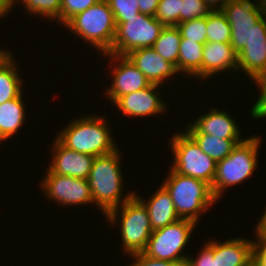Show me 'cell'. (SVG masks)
Instances as JSON below:
<instances>
[{"label":"cell","mask_w":266,"mask_h":266,"mask_svg":"<svg viewBox=\"0 0 266 266\" xmlns=\"http://www.w3.org/2000/svg\"><path fill=\"white\" fill-rule=\"evenodd\" d=\"M121 157L119 148L110 154L95 157L87 178L93 204L101 210L104 217L112 209L129 200L135 193L128 191L130 193L123 194L125 183L123 182V170H121Z\"/></svg>","instance_id":"obj_1"},{"label":"cell","mask_w":266,"mask_h":266,"mask_svg":"<svg viewBox=\"0 0 266 266\" xmlns=\"http://www.w3.org/2000/svg\"><path fill=\"white\" fill-rule=\"evenodd\" d=\"M85 116V117H84ZM102 115H83L65 123L55 136L65 147L93 157L107 155L119 147L111 135L110 122ZM109 123V124H108Z\"/></svg>","instance_id":"obj_2"},{"label":"cell","mask_w":266,"mask_h":266,"mask_svg":"<svg viewBox=\"0 0 266 266\" xmlns=\"http://www.w3.org/2000/svg\"><path fill=\"white\" fill-rule=\"evenodd\" d=\"M163 186L171 195L176 213L180 219H187L198 224L202 214L219 200L214 196L212 187L207 182L176 173L169 167L168 176Z\"/></svg>","instance_id":"obj_3"},{"label":"cell","mask_w":266,"mask_h":266,"mask_svg":"<svg viewBox=\"0 0 266 266\" xmlns=\"http://www.w3.org/2000/svg\"><path fill=\"white\" fill-rule=\"evenodd\" d=\"M261 137L257 135L247 137L237 144L232 153L217 162L216 173L212 184L214 196L224 197L226 189L242 184L252 175L258 167V150H260Z\"/></svg>","instance_id":"obj_4"},{"label":"cell","mask_w":266,"mask_h":266,"mask_svg":"<svg viewBox=\"0 0 266 266\" xmlns=\"http://www.w3.org/2000/svg\"><path fill=\"white\" fill-rule=\"evenodd\" d=\"M64 27L81 38L85 44L92 45L101 55L109 53L112 49L116 23L106 0H101L76 14Z\"/></svg>","instance_id":"obj_5"},{"label":"cell","mask_w":266,"mask_h":266,"mask_svg":"<svg viewBox=\"0 0 266 266\" xmlns=\"http://www.w3.org/2000/svg\"><path fill=\"white\" fill-rule=\"evenodd\" d=\"M104 219H107L110 226L119 224L124 253L130 255L146 249L153 229L145 205L135 195L112 209Z\"/></svg>","instance_id":"obj_6"},{"label":"cell","mask_w":266,"mask_h":266,"mask_svg":"<svg viewBox=\"0 0 266 266\" xmlns=\"http://www.w3.org/2000/svg\"><path fill=\"white\" fill-rule=\"evenodd\" d=\"M177 132L169 140L174 159L170 168L178 174L203 180L212 186L217 163L204 153L185 130Z\"/></svg>","instance_id":"obj_7"},{"label":"cell","mask_w":266,"mask_h":266,"mask_svg":"<svg viewBox=\"0 0 266 266\" xmlns=\"http://www.w3.org/2000/svg\"><path fill=\"white\" fill-rule=\"evenodd\" d=\"M195 222L187 219H180L175 223L166 225L163 228L154 230L149 237L148 244L143 253L157 260H167L186 266L188 256L183 250L192 238Z\"/></svg>","instance_id":"obj_8"},{"label":"cell","mask_w":266,"mask_h":266,"mask_svg":"<svg viewBox=\"0 0 266 266\" xmlns=\"http://www.w3.org/2000/svg\"><path fill=\"white\" fill-rule=\"evenodd\" d=\"M164 25L154 16L138 14L116 23V33L110 54L126 55L132 50L152 47Z\"/></svg>","instance_id":"obj_9"},{"label":"cell","mask_w":266,"mask_h":266,"mask_svg":"<svg viewBox=\"0 0 266 266\" xmlns=\"http://www.w3.org/2000/svg\"><path fill=\"white\" fill-rule=\"evenodd\" d=\"M44 175L40 187L49 201L53 200L62 207L93 204L87 180L53 174L48 169Z\"/></svg>","instance_id":"obj_10"},{"label":"cell","mask_w":266,"mask_h":266,"mask_svg":"<svg viewBox=\"0 0 266 266\" xmlns=\"http://www.w3.org/2000/svg\"><path fill=\"white\" fill-rule=\"evenodd\" d=\"M222 12L231 27L230 44L238 53L251 42L252 28L263 16L262 7L257 0H231Z\"/></svg>","instance_id":"obj_11"},{"label":"cell","mask_w":266,"mask_h":266,"mask_svg":"<svg viewBox=\"0 0 266 266\" xmlns=\"http://www.w3.org/2000/svg\"><path fill=\"white\" fill-rule=\"evenodd\" d=\"M111 59L112 83L107 86L104 95L114 103L119 97L142 90L151 85L146 76L131 62L126 55L102 54V57ZM116 62V64H114Z\"/></svg>","instance_id":"obj_12"},{"label":"cell","mask_w":266,"mask_h":266,"mask_svg":"<svg viewBox=\"0 0 266 266\" xmlns=\"http://www.w3.org/2000/svg\"><path fill=\"white\" fill-rule=\"evenodd\" d=\"M159 87L160 85L151 84L142 90L119 97L113 104L125 117L158 116L165 112L168 106L159 96L162 94Z\"/></svg>","instance_id":"obj_13"},{"label":"cell","mask_w":266,"mask_h":266,"mask_svg":"<svg viewBox=\"0 0 266 266\" xmlns=\"http://www.w3.org/2000/svg\"><path fill=\"white\" fill-rule=\"evenodd\" d=\"M53 140L52 149H49L52 161L47 169L53 174L87 180L95 157L69 149L57 138Z\"/></svg>","instance_id":"obj_14"},{"label":"cell","mask_w":266,"mask_h":266,"mask_svg":"<svg viewBox=\"0 0 266 266\" xmlns=\"http://www.w3.org/2000/svg\"><path fill=\"white\" fill-rule=\"evenodd\" d=\"M209 111V112H208ZM207 113L200 114L184 129L188 134H210L219 139H242L238 122L228 111L212 106ZM239 127V128H238Z\"/></svg>","instance_id":"obj_15"},{"label":"cell","mask_w":266,"mask_h":266,"mask_svg":"<svg viewBox=\"0 0 266 266\" xmlns=\"http://www.w3.org/2000/svg\"><path fill=\"white\" fill-rule=\"evenodd\" d=\"M126 56L151 84L162 86L163 83H166L165 80L180 74L174 64L162 58L152 47L132 50Z\"/></svg>","instance_id":"obj_16"},{"label":"cell","mask_w":266,"mask_h":266,"mask_svg":"<svg viewBox=\"0 0 266 266\" xmlns=\"http://www.w3.org/2000/svg\"><path fill=\"white\" fill-rule=\"evenodd\" d=\"M238 72V53L230 43L206 42L202 56V80L219 73Z\"/></svg>","instance_id":"obj_17"},{"label":"cell","mask_w":266,"mask_h":266,"mask_svg":"<svg viewBox=\"0 0 266 266\" xmlns=\"http://www.w3.org/2000/svg\"><path fill=\"white\" fill-rule=\"evenodd\" d=\"M218 241L213 239V257H217L218 266H252V239L243 237Z\"/></svg>","instance_id":"obj_18"},{"label":"cell","mask_w":266,"mask_h":266,"mask_svg":"<svg viewBox=\"0 0 266 266\" xmlns=\"http://www.w3.org/2000/svg\"><path fill=\"white\" fill-rule=\"evenodd\" d=\"M137 194L138 193H134L147 209L153 231L180 220L176 213L171 195L162 184L150 196L148 201Z\"/></svg>","instance_id":"obj_19"},{"label":"cell","mask_w":266,"mask_h":266,"mask_svg":"<svg viewBox=\"0 0 266 266\" xmlns=\"http://www.w3.org/2000/svg\"><path fill=\"white\" fill-rule=\"evenodd\" d=\"M24 94L0 104V142H5L9 138L20 132L26 119V105L23 100ZM19 130V131H18ZM15 134V135H14Z\"/></svg>","instance_id":"obj_20"},{"label":"cell","mask_w":266,"mask_h":266,"mask_svg":"<svg viewBox=\"0 0 266 266\" xmlns=\"http://www.w3.org/2000/svg\"><path fill=\"white\" fill-rule=\"evenodd\" d=\"M204 44L189 39H181L177 69L183 76L202 81V56ZM199 79V80H198Z\"/></svg>","instance_id":"obj_21"},{"label":"cell","mask_w":266,"mask_h":266,"mask_svg":"<svg viewBox=\"0 0 266 266\" xmlns=\"http://www.w3.org/2000/svg\"><path fill=\"white\" fill-rule=\"evenodd\" d=\"M11 52L0 62V104L20 96L23 92V81L15 58Z\"/></svg>","instance_id":"obj_22"},{"label":"cell","mask_w":266,"mask_h":266,"mask_svg":"<svg viewBox=\"0 0 266 266\" xmlns=\"http://www.w3.org/2000/svg\"><path fill=\"white\" fill-rule=\"evenodd\" d=\"M266 66V41L248 43L238 52V71L253 79Z\"/></svg>","instance_id":"obj_23"},{"label":"cell","mask_w":266,"mask_h":266,"mask_svg":"<svg viewBox=\"0 0 266 266\" xmlns=\"http://www.w3.org/2000/svg\"><path fill=\"white\" fill-rule=\"evenodd\" d=\"M200 148L211 157L216 163L226 158L232 153L237 144L243 142V139H219L210 134H189Z\"/></svg>","instance_id":"obj_24"},{"label":"cell","mask_w":266,"mask_h":266,"mask_svg":"<svg viewBox=\"0 0 266 266\" xmlns=\"http://www.w3.org/2000/svg\"><path fill=\"white\" fill-rule=\"evenodd\" d=\"M181 33L177 26H164L152 48L177 68Z\"/></svg>","instance_id":"obj_25"},{"label":"cell","mask_w":266,"mask_h":266,"mask_svg":"<svg viewBox=\"0 0 266 266\" xmlns=\"http://www.w3.org/2000/svg\"><path fill=\"white\" fill-rule=\"evenodd\" d=\"M15 2L23 3L25 13L36 15L39 19L41 15L48 21L56 20L60 23L61 0H11L12 9L17 5Z\"/></svg>","instance_id":"obj_26"},{"label":"cell","mask_w":266,"mask_h":266,"mask_svg":"<svg viewBox=\"0 0 266 266\" xmlns=\"http://www.w3.org/2000/svg\"><path fill=\"white\" fill-rule=\"evenodd\" d=\"M207 42L230 43L231 27L222 11H211L206 16Z\"/></svg>","instance_id":"obj_27"},{"label":"cell","mask_w":266,"mask_h":266,"mask_svg":"<svg viewBox=\"0 0 266 266\" xmlns=\"http://www.w3.org/2000/svg\"><path fill=\"white\" fill-rule=\"evenodd\" d=\"M182 0H160L155 18L164 26H177L181 23Z\"/></svg>","instance_id":"obj_28"},{"label":"cell","mask_w":266,"mask_h":266,"mask_svg":"<svg viewBox=\"0 0 266 266\" xmlns=\"http://www.w3.org/2000/svg\"><path fill=\"white\" fill-rule=\"evenodd\" d=\"M183 39H189L196 43L205 44L207 42L206 17L195 18L181 22L177 25Z\"/></svg>","instance_id":"obj_29"},{"label":"cell","mask_w":266,"mask_h":266,"mask_svg":"<svg viewBox=\"0 0 266 266\" xmlns=\"http://www.w3.org/2000/svg\"><path fill=\"white\" fill-rule=\"evenodd\" d=\"M254 83L260 92L259 97L256 98L253 107L250 109V117L255 119H263L266 118V66L253 78L251 79V83Z\"/></svg>","instance_id":"obj_30"},{"label":"cell","mask_w":266,"mask_h":266,"mask_svg":"<svg viewBox=\"0 0 266 266\" xmlns=\"http://www.w3.org/2000/svg\"><path fill=\"white\" fill-rule=\"evenodd\" d=\"M114 14L115 23H124L126 18L137 17L138 0H106Z\"/></svg>","instance_id":"obj_31"},{"label":"cell","mask_w":266,"mask_h":266,"mask_svg":"<svg viewBox=\"0 0 266 266\" xmlns=\"http://www.w3.org/2000/svg\"><path fill=\"white\" fill-rule=\"evenodd\" d=\"M101 0H61L60 26H64L76 14L85 11Z\"/></svg>","instance_id":"obj_32"},{"label":"cell","mask_w":266,"mask_h":266,"mask_svg":"<svg viewBox=\"0 0 266 266\" xmlns=\"http://www.w3.org/2000/svg\"><path fill=\"white\" fill-rule=\"evenodd\" d=\"M210 12L211 10L203 0L181 1V22L206 17Z\"/></svg>","instance_id":"obj_33"},{"label":"cell","mask_w":266,"mask_h":266,"mask_svg":"<svg viewBox=\"0 0 266 266\" xmlns=\"http://www.w3.org/2000/svg\"><path fill=\"white\" fill-rule=\"evenodd\" d=\"M201 247L196 258L188 256L186 266H218L217 257H213V240H207Z\"/></svg>","instance_id":"obj_34"},{"label":"cell","mask_w":266,"mask_h":266,"mask_svg":"<svg viewBox=\"0 0 266 266\" xmlns=\"http://www.w3.org/2000/svg\"><path fill=\"white\" fill-rule=\"evenodd\" d=\"M255 235L252 250V266H266V235Z\"/></svg>","instance_id":"obj_35"},{"label":"cell","mask_w":266,"mask_h":266,"mask_svg":"<svg viewBox=\"0 0 266 266\" xmlns=\"http://www.w3.org/2000/svg\"><path fill=\"white\" fill-rule=\"evenodd\" d=\"M133 259L130 265L127 266H180L167 260H157L146 256L143 252L133 253L129 255Z\"/></svg>","instance_id":"obj_36"},{"label":"cell","mask_w":266,"mask_h":266,"mask_svg":"<svg viewBox=\"0 0 266 266\" xmlns=\"http://www.w3.org/2000/svg\"><path fill=\"white\" fill-rule=\"evenodd\" d=\"M266 41V18L261 17L252 28L251 42Z\"/></svg>","instance_id":"obj_37"},{"label":"cell","mask_w":266,"mask_h":266,"mask_svg":"<svg viewBox=\"0 0 266 266\" xmlns=\"http://www.w3.org/2000/svg\"><path fill=\"white\" fill-rule=\"evenodd\" d=\"M160 0H138L139 12L150 16H155Z\"/></svg>","instance_id":"obj_38"},{"label":"cell","mask_w":266,"mask_h":266,"mask_svg":"<svg viewBox=\"0 0 266 266\" xmlns=\"http://www.w3.org/2000/svg\"><path fill=\"white\" fill-rule=\"evenodd\" d=\"M211 11H222L231 0H203Z\"/></svg>","instance_id":"obj_39"},{"label":"cell","mask_w":266,"mask_h":266,"mask_svg":"<svg viewBox=\"0 0 266 266\" xmlns=\"http://www.w3.org/2000/svg\"><path fill=\"white\" fill-rule=\"evenodd\" d=\"M255 225V234L266 235V207L264 212L262 213V216H260V219H258V222Z\"/></svg>","instance_id":"obj_40"},{"label":"cell","mask_w":266,"mask_h":266,"mask_svg":"<svg viewBox=\"0 0 266 266\" xmlns=\"http://www.w3.org/2000/svg\"><path fill=\"white\" fill-rule=\"evenodd\" d=\"M11 0H0V18H4L11 10Z\"/></svg>","instance_id":"obj_41"},{"label":"cell","mask_w":266,"mask_h":266,"mask_svg":"<svg viewBox=\"0 0 266 266\" xmlns=\"http://www.w3.org/2000/svg\"><path fill=\"white\" fill-rule=\"evenodd\" d=\"M258 4L262 7L263 17L266 18V0H257Z\"/></svg>","instance_id":"obj_42"},{"label":"cell","mask_w":266,"mask_h":266,"mask_svg":"<svg viewBox=\"0 0 266 266\" xmlns=\"http://www.w3.org/2000/svg\"><path fill=\"white\" fill-rule=\"evenodd\" d=\"M12 51L9 49L6 51V50H3L1 47H0V62L6 58Z\"/></svg>","instance_id":"obj_43"}]
</instances>
